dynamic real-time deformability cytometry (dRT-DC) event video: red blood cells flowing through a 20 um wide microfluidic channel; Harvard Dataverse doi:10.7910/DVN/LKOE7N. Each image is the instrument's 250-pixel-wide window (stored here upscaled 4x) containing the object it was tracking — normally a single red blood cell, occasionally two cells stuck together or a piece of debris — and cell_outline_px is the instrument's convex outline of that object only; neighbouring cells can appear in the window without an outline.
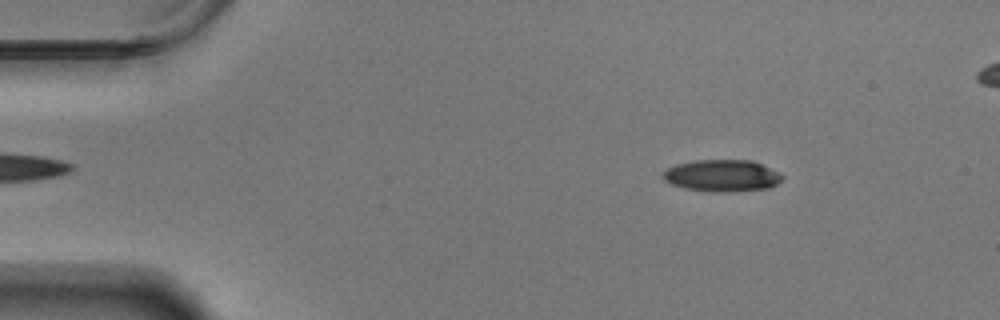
{"species": "Egyptian fruit bat (a non-hibernating species)", "species_latin": "Rousettus aegyptiacus", "temperature_condition": "warm", "stored_images_in_passage": 57, "camera_frame_rate_fps": 3000, "um_per_image_px": 0.085, "animal": {"sex": "male"}, "frame": {"image": 1, "passage_image": 8, "time_ms": 2.333, "image_size_px": [1000, 320], "cell_outline_px": [[784, 176], [776, 184], [768, 188], [732, 192], [708, 192], [684, 188], [672, 184], [664, 180], [664, 172], [668, 168], [676, 164], [692, 160], [752, 160]], "centroid_in_image_um": [61.34, 14.94], "position_along_channel_um": 23.7, "area_um2": 22.02}}
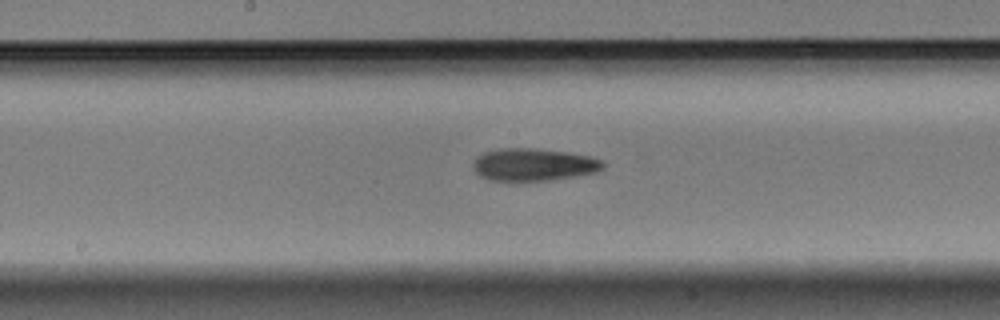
{"frame": {"image": 2, "passage_image": 30, "time_ms": 9.667, "image_size_px": [1000, 320], "cell_outline_px": [[604, 168], [596, 172], [576, 176], [548, 180], [488, 180], [480, 176], [472, 168], [472, 164], [476, 156], [484, 152], [500, 148], [532, 148], [568, 152], [588, 156], [604, 160]], "centroid_in_image_um": [45.34, 13.98], "position_along_channel_um": 202.9, "area_um2": 24.62}}
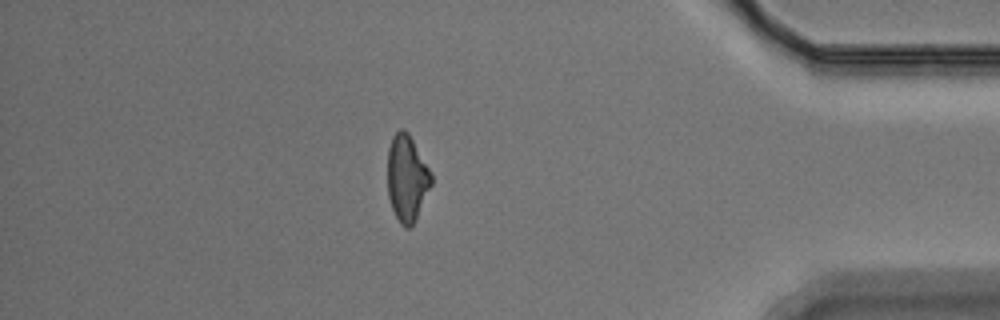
{"frame": {"image": 3, "passage_image": 50, "time_ms": 16.333, "image_size_px": [1000, 320], "cell_outline_px": [[432, 184], [416, 220], [408, 228], [404, 228], [400, 224], [392, 208], [388, 196], [388, 148], [392, 136], [400, 128], [404, 128], [408, 132], [428, 168], [432, 176]], "centroid_in_image_um": [34.58, 15.15], "position_along_channel_um": 400.6, "area_um2": 21.91}}